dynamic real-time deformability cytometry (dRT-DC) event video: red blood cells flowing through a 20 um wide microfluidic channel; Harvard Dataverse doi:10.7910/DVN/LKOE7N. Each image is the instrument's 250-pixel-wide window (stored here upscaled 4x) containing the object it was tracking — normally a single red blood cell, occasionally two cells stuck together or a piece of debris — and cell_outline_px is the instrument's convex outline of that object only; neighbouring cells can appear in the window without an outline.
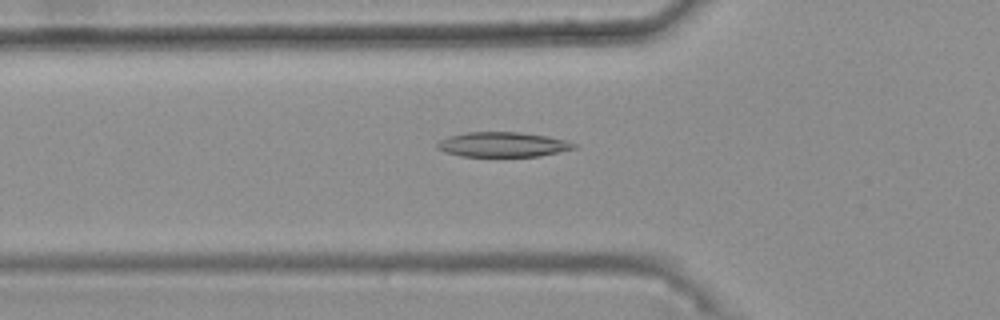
{"species": "common noctule bat (a hibernating species)", "species_latin": "Nyctalus noctula", "temperature_condition": "warm", "stored_images_in_passage": 48, "camera_frame_rate_fps": 3000, "um_per_image_px": 0.085, "animal": {"sex": "female", "body_mass_g": 25.1}, "frame": {"image": 1, "passage_image": 18, "time_ms": 5.667, "image_size_px": [1000, 320], "cell_outline_px": [[576, 148], [540, 156], [460, 156], [444, 152], [436, 148], [436, 144], [440, 140], [448, 136], [468, 132], [520, 132], [568, 140], [576, 144]], "centroid_in_image_um": [42.71, 12.28], "position_along_channel_um": 83.1, "area_um2": 19.77}}
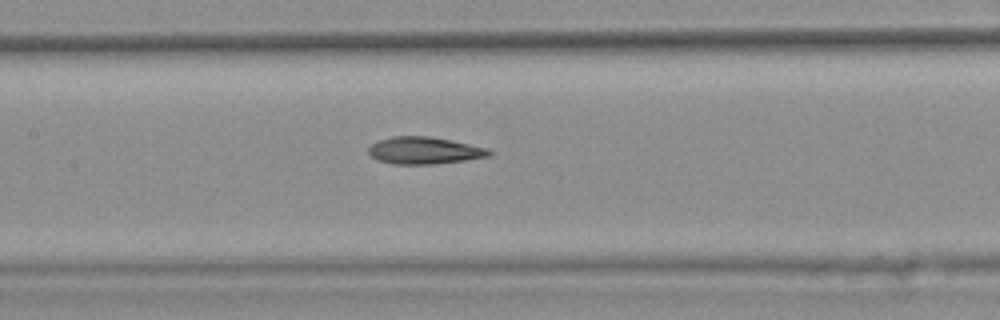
{"frame": {"image": 2, "passage_image": 25, "time_ms": 8.0, "image_size_px": [1000, 320], "cell_outline_px": [[492, 152], [488, 156], [464, 160], [432, 164], [392, 164], [376, 160], [368, 152], [368, 148], [372, 144], [380, 140], [392, 136], [428, 136], [488, 148]], "centroid_in_image_um": [36.02, 12.8], "position_along_channel_um": 171.4, "area_um2": 18.79}}
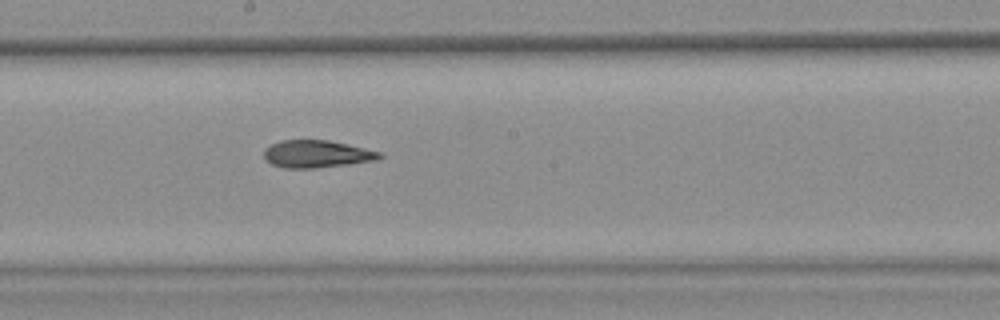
{"frame": {"image": 3, "passage_image": 29, "time_ms": 9.333, "image_size_px": [1000, 320], "cell_outline_px": [[384, 156], [376, 160], [348, 164], [312, 168], [284, 168], [272, 164], [264, 160], [264, 148], [280, 140], [328, 140], [384, 152]], "centroid_in_image_um": [26.93, 13.08], "position_along_channel_um": 221.3, "area_um2": 18.55}, "authors_computed_cell_mechanics": {"area_um2": 19.1318, "velocity_mm_per_s": 3.7656, "shape_relaxation_time_tau1_ms": null, "shape_relaxation_time_tau2_ms": 2.4467, "deformation_change_tau1": null, "deformation_change_tau2": 0.0991}}